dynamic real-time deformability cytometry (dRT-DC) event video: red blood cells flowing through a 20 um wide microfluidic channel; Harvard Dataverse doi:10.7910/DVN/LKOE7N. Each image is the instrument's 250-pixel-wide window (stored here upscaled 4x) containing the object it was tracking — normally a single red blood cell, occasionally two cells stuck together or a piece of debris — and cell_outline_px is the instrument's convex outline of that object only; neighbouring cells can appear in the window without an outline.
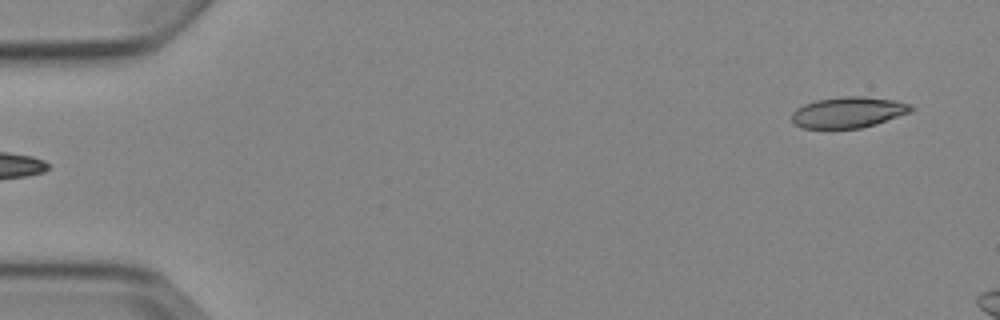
{"species": "Egyptian fruit bat (a non-hibernating species)", "species_latin": "Rousettus aegyptiacus", "temperature_condition": "cold", "stored_images_in_passage": 5, "segment_of_instrument_passage": [2, 2], "camera_frame_rate_fps": 3000, "um_per_image_px": 0.085, "animal": {"sex": "female"}, "frame": {"image": 1, "passage_image": 5, "time_ms": 4.333, "image_size_px": [1000, 320], "cell_outline_px": [[916, 108], [912, 112], [876, 124], [860, 128], [804, 128], [796, 124], [792, 120], [792, 112], [796, 108], [804, 104], [816, 100], [844, 96], [864, 96], [896, 100], [912, 104]], "centroid_in_image_um": [72.17, 9.53], "position_along_channel_um": 12.8, "area_um2": 21.68}}